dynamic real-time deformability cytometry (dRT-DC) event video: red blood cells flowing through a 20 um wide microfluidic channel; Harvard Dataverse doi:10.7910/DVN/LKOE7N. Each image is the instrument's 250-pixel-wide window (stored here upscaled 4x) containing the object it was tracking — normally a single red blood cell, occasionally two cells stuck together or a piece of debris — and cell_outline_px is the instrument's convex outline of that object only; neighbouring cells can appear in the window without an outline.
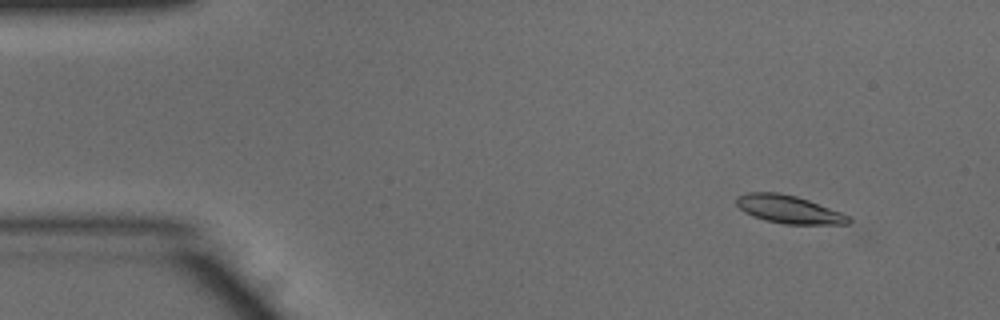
{"species": "common noctule bat (a hibernating species)", "species_latin": "Nyctalus noctula", "temperature_condition": "warm", "stored_images_in_passage": 46, "camera_frame_rate_fps": 3000, "um_per_image_px": 0.085, "animal": {"sex": "male", "body_mass_g": 15.6}, "frame": {"image": 1, "passage_image": 4, "time_ms": 1.0, "image_size_px": [1000, 320], "cell_outline_px": [[852, 220], [848, 224], [784, 224], [764, 220], [752, 216], [744, 212], [736, 204], [736, 196], [748, 192], [780, 192], [796, 196], [808, 200], [840, 212], [848, 216]], "centroid_in_image_um": [67.0, 17.79], "position_along_channel_um": 18.0, "area_um2": 18.26}}
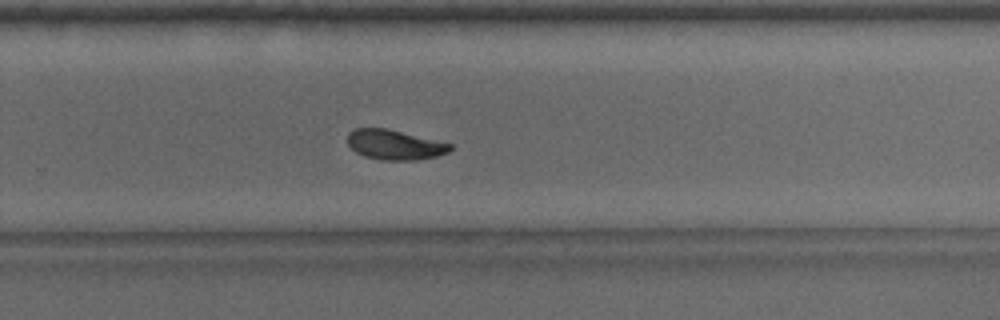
{"frame": {"image": 2, "passage_image": 32, "time_ms": 10.333, "image_size_px": [1000, 320], "cell_outline_px": [[452, 148], [448, 152], [436, 156], [416, 160], [380, 160], [364, 156], [356, 152], [348, 144], [348, 132], [356, 128], [388, 128], [452, 144]], "centroid_in_image_um": [33.53, 12.3], "position_along_channel_um": 296.3, "area_um2": 17.86}}
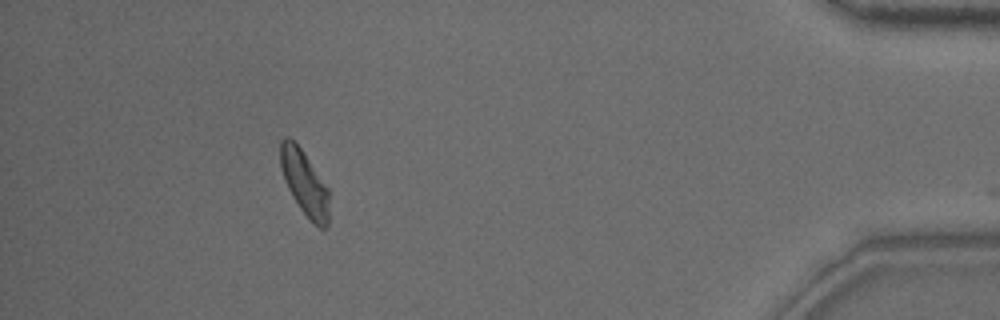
{"frame": {"image": 3, "passage_image": 45, "time_ms": 14.667, "image_size_px": [1000, 320], "cell_outline_px": [[328, 228], [320, 228], [300, 208], [292, 196], [284, 180], [280, 164], [280, 140], [284, 136], [288, 136], [300, 148], [328, 188]], "centroid_in_image_um": [25.86, 15.52], "position_along_channel_um": 409.3, "area_um2": 17.98}}